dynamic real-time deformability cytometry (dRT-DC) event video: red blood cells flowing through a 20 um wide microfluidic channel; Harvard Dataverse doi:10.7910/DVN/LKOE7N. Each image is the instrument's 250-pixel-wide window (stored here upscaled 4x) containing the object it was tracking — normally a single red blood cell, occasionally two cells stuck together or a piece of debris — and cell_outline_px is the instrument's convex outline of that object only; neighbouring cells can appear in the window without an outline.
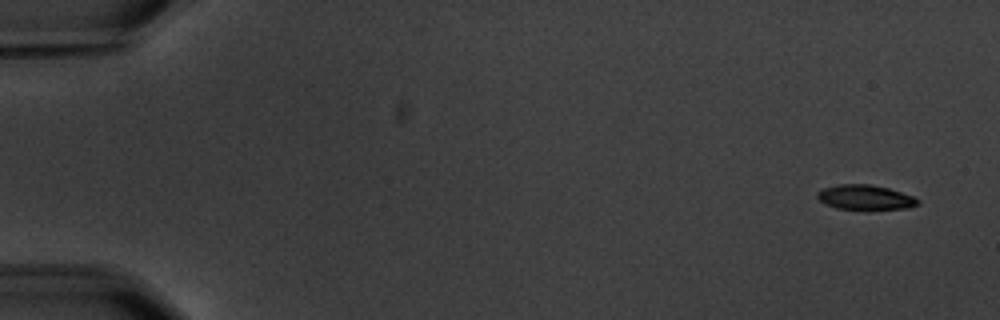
{"species": "common noctule bat (a hibernating species)", "species_latin": "Nyctalus noctula", "temperature_condition": "warm", "stored_images_in_passage": 6, "segment_of_instrument_passage": [2, 2], "camera_frame_rate_fps": 3000, "um_per_image_px": 0.085, "animal": {"sex": "male", "body_mass_g": 20.1, "forearm_length_mm": 53.5}, "frame": {"image": 1, "passage_image": 6, "time_ms": 7.0, "image_size_px": [1000, 320], "cell_outline_px": [[920, 204], [908, 208], [836, 208], [820, 200], [816, 196], [816, 192], [824, 188], [840, 184], [868, 184], [888, 188], [912, 196], [920, 200]], "centroid_in_image_um": [73.55, 16.75], "position_along_channel_um": 11.5, "area_um2": 14.05}}